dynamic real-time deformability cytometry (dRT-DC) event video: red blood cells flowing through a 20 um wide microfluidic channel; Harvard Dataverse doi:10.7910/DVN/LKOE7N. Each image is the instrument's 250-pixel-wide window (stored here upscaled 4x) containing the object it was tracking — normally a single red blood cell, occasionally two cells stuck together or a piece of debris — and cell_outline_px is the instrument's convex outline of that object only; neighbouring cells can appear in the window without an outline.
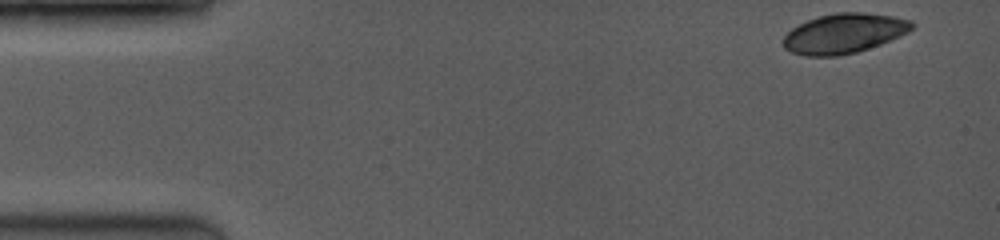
{"species": "common noctule bat (a hibernating species)", "species_latin": "Nyctalus noctula", "temperature_condition": "room temperature", "stored_images_in_passage": 10, "camera_frame_rate_fps": 3500, "um_per_image_px": 0.085, "animal": {"sex": "female", "body_mass_g": 19.0, "forearm_length_mm": 53.3}, "frame": {"image": 1, "passage_image": 1, "time_ms": 0.0, "image_size_px": [1000, 240], "cell_outline_px": [[916, 24], [908, 32], [900, 36], [880, 44], [856, 52], [840, 56], [808, 56], [792, 52], [784, 48], [784, 36], [792, 28], [808, 20], [820, 16], [836, 12], [864, 12], [892, 16], [912, 20]], "centroid_in_image_um": [71.77, 2.83], "position_along_channel_um": 13.2, "area_um2": 29.71}}
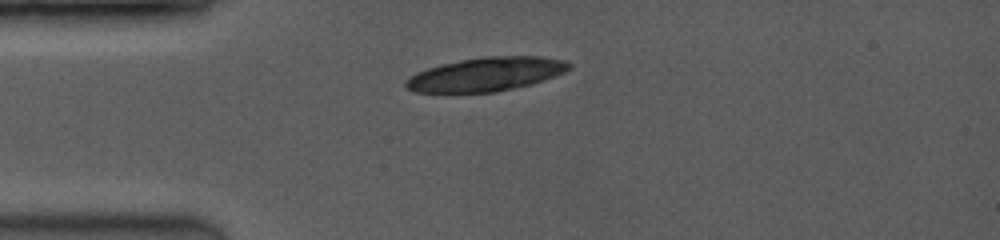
{"frame": {"image": 2, "passage_image": 10, "time_ms": 3.143, "image_size_px": [1000, 240], "cell_outline_px": [[572, 68], [564, 72], [544, 80], [532, 84], [496, 92], [416, 92], [408, 88], [404, 84], [404, 80], [416, 72], [428, 68], [460, 60], [488, 56], [540, 56], [568, 60], [572, 64]], "centroid_in_image_um": [41.37, 6.3], "position_along_channel_um": 43.6, "area_um2": 32.14}}